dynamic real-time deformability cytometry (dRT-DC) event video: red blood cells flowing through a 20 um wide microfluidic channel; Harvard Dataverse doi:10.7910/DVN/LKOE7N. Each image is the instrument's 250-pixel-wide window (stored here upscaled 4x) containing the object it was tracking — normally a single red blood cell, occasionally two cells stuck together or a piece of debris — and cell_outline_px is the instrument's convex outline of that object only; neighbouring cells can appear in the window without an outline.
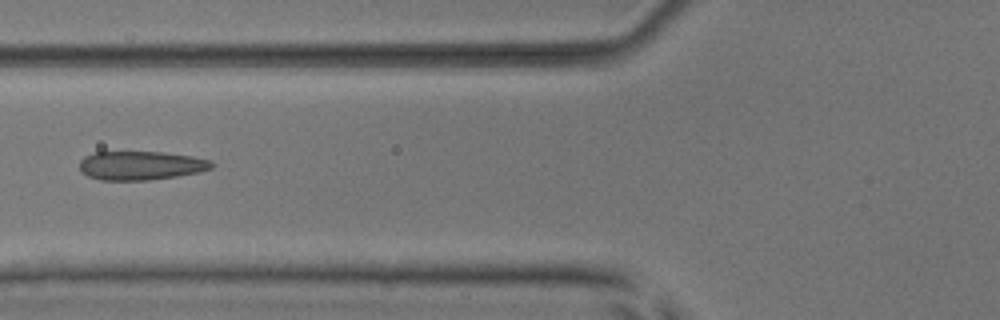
{"species": "common noctule bat (a hibernating species)", "species_latin": "Nyctalus noctula", "temperature_condition": "room temperature", "stored_images_in_passage": 5, "camera_frame_rate_fps": 3000, "um_per_image_px": 0.085, "animal": {"sex": "male", "body_mass_g": 17.9, "forearm_length_mm": 54.2}, "frame": {"image": 1, "passage_image": 5, "time_ms": 4.667, "image_size_px": [1000, 320], "cell_outline_px": [[216, 164], [212, 168], [200, 172], [176, 176], [148, 180], [100, 180], [88, 176], [80, 172], [80, 160], [84, 156], [96, 152], [160, 152], [192, 156], [212, 160]], "centroid_in_image_um": [11.98, 14.07], "position_along_channel_um": 113.8, "area_um2": 22.31}}